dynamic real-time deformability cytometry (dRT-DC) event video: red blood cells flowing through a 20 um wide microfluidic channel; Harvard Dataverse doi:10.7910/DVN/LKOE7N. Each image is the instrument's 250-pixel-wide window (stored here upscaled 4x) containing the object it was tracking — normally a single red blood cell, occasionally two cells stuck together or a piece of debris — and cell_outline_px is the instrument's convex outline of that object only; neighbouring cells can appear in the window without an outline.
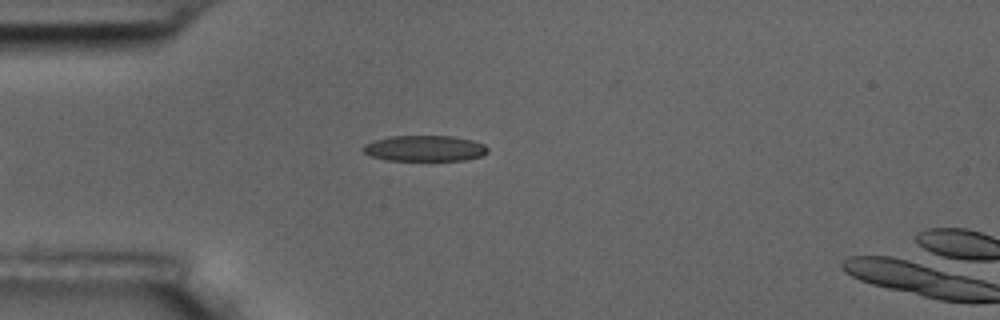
{"species": "common noctule bat (a hibernating species)", "species_latin": "Nyctalus noctula", "temperature_condition": "room temperature", "stored_images_in_passage": 3, "camera_frame_rate_fps": 3000, "um_per_image_px": 0.085, "animal": {"sex": "male", "body_mass_g": 17.5, "forearm_length_mm": 52.3}, "frame": {"image": 1, "passage_image": 3, "time_ms": 2.0, "image_size_px": [1000, 320], "cell_outline_px": [[488, 152], [480, 156], [464, 160], [384, 160], [372, 156], [364, 152], [360, 148], [364, 144], [372, 140], [388, 136], [452, 136], [472, 140], [484, 144], [488, 148]], "centroid_in_image_um": [36.05, 12.6], "position_along_channel_um": 48.9, "area_um2": 18.84}}